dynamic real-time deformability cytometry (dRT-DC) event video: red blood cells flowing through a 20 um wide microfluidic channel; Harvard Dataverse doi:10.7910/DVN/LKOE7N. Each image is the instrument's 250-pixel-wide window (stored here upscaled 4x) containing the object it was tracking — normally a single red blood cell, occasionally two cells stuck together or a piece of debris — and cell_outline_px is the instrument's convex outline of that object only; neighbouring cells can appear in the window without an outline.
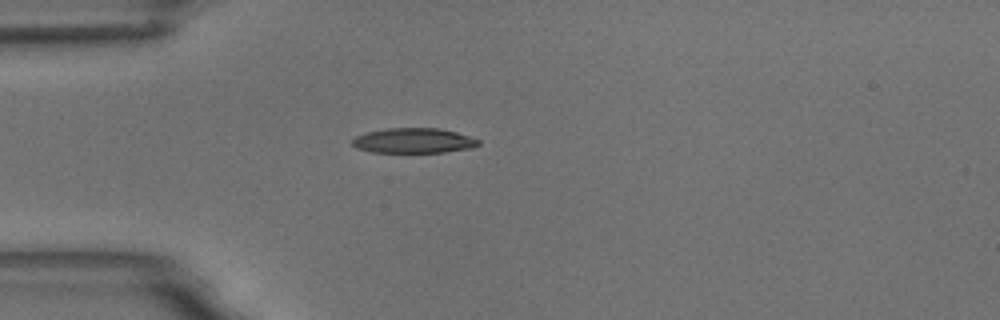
{"species": "common noctule bat (a hibernating species)", "species_latin": "Nyctalus noctula", "temperature_condition": "room temperature", "stored_images_in_passage": 41, "camera_frame_rate_fps": 3000, "um_per_image_px": 0.085, "animal": {"sex": "male", "body_mass_g": 18.8}, "frame": {"image": 1, "passage_image": 1, "time_ms": 0.0, "image_size_px": [1000, 320], "cell_outline_px": [[480, 144], [472, 148], [444, 152], [372, 152], [356, 148], [352, 144], [352, 140], [356, 136], [368, 132], [388, 128], [440, 128], [456, 132], [480, 140]], "centroid_in_image_um": [35.17, 11.95], "position_along_channel_um": 49.8, "area_um2": 18.32}}
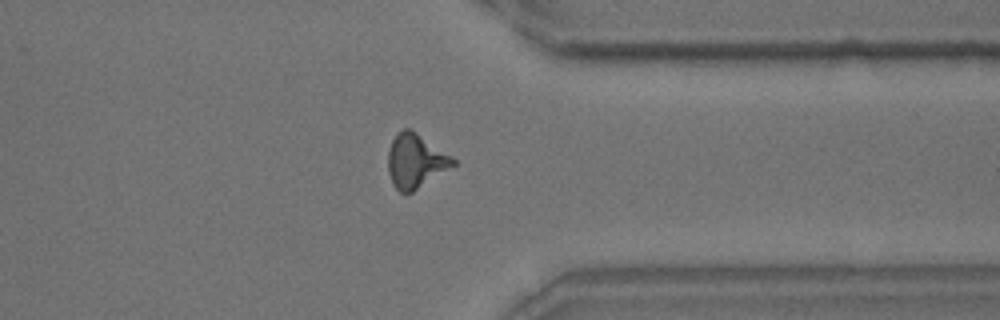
{"frame": {"image": 2, "passage_image": 29, "time_ms": 9.333, "image_size_px": [1000, 320], "cell_outline_px": [[456, 164], [412, 192], [400, 192], [392, 184], [388, 172], [388, 152], [392, 140], [404, 128], [408, 128], [416, 132], [452, 156], [456, 160]], "centroid_in_image_um": [35.31, 13.69], "position_along_channel_um": 376.1, "area_um2": 20.17}}
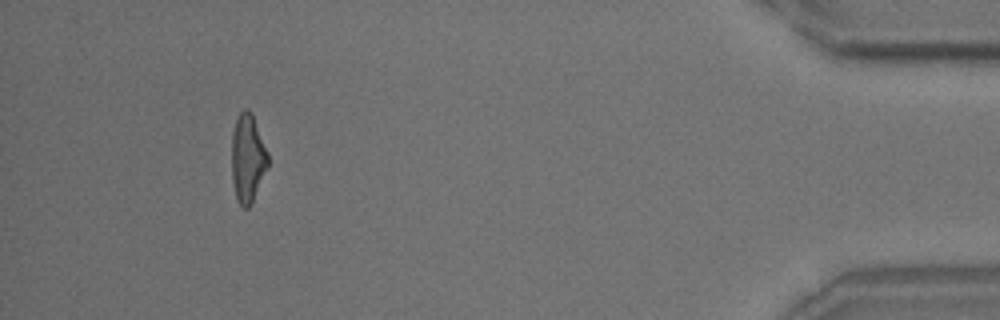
{"frame": {"image": 3, "passage_image": 37, "time_ms": 12.0, "image_size_px": [1000, 320], "cell_outline_px": [[268, 168], [248, 208], [244, 208], [240, 204], [236, 196], [232, 180], [232, 132], [236, 120], [240, 112], [244, 108], [248, 108], [252, 112], [268, 152]], "centroid_in_image_um": [21.06, 13.4], "position_along_channel_um": 414.1, "area_um2": 18.61}, "authors_computed_cell_mechanics": {"area_um2": 19.1318, "velocity_mm_per_s": 3.6573, "shape_relaxation_time_tau1_ms": 4.3816, "shape_relaxation_time_tau2_ms": 2.1537, "deformation_change_tau1": 0.1664, "deformation_change_tau2": 0.1256}}